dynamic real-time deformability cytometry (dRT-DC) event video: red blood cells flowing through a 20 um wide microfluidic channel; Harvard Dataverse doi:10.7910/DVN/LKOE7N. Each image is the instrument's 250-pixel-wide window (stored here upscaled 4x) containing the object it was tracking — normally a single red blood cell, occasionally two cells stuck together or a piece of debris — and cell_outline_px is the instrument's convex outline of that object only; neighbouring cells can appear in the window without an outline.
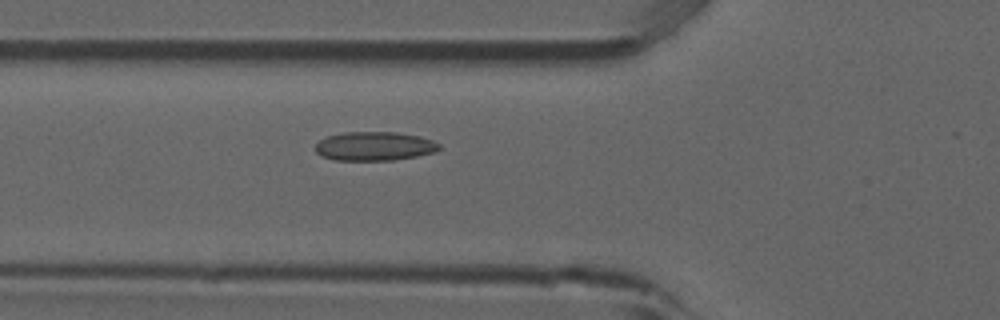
{"species": "common noctule bat (a hibernating species)", "species_latin": "Nyctalus noctula", "temperature_condition": "room temperature", "stored_images_in_passage": 50, "camera_frame_rate_fps": 3000, "um_per_image_px": 0.085, "animal": {"sex": "male", "forearm_length_mm": 52.5}, "frame": {"image": 1, "passage_image": 16, "time_ms": 5.0, "image_size_px": [1000, 320], "cell_outline_px": [[440, 148], [432, 152], [416, 156], [392, 160], [332, 160], [320, 156], [316, 152], [316, 144], [320, 140], [328, 136], [344, 132], [396, 132], [420, 136], [432, 140], [440, 144]], "centroid_in_image_um": [31.8, 12.42], "position_along_channel_um": 94.0, "area_um2": 20.81}}
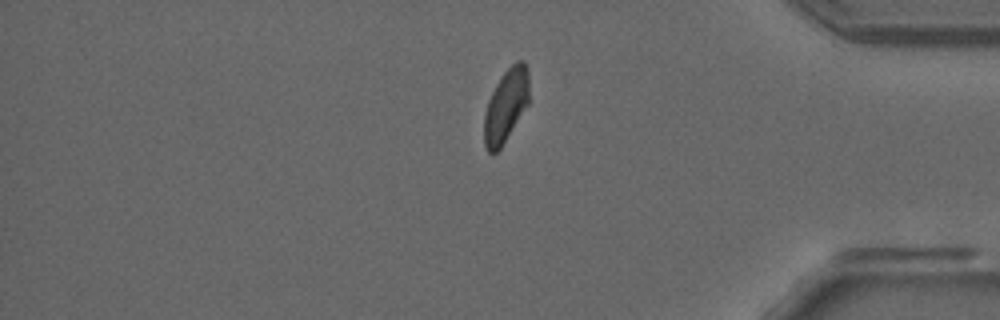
{"frame": {"image": 2, "passage_image": 41, "time_ms": 13.333, "image_size_px": [1000, 320], "cell_outline_px": [[528, 104], [500, 148], [496, 152], [488, 152], [484, 144], [484, 116], [488, 100], [500, 76], [516, 60], [524, 60], [528, 68]], "centroid_in_image_um": [43.0, 8.94], "position_along_channel_um": 392.2, "area_um2": 18.96}}
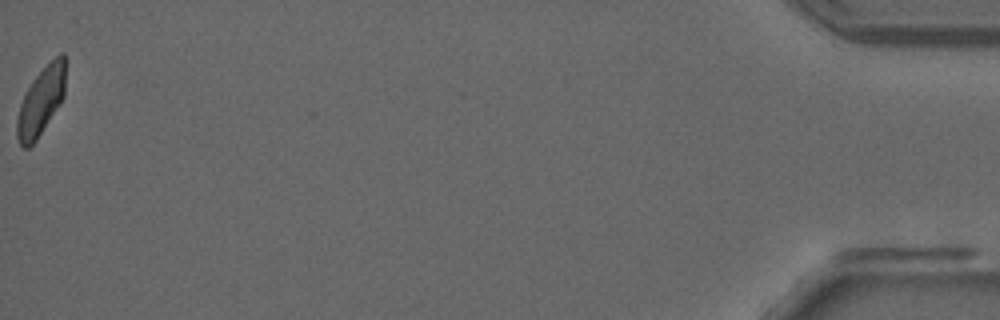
{"frame": {"image": 3, "passage_image": 50, "time_ms": 16.333, "image_size_px": [1000, 320], "cell_outline_px": [[64, 96], [60, 104], [36, 140], [28, 148], [24, 148], [20, 144], [16, 136], [16, 120], [20, 104], [32, 80], [60, 52], [64, 52]], "centroid_in_image_um": [3.46, 8.64], "position_along_channel_um": 431.7, "area_um2": 18.84}, "authors_computed_cell_mechanics": {"area_um2": 20.1144, "velocity_mm_per_s": 3.882, "shape_relaxation_time_tau1_ms": null, "shape_relaxation_time_tau2_ms": 1.8319, "deformation_change_tau1": null, "deformation_change_tau2": 0.0602}}